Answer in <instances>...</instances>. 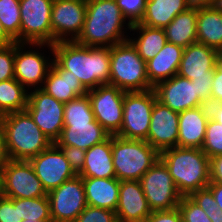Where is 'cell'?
Returning <instances> with one entry per match:
<instances>
[{"mask_svg":"<svg viewBox=\"0 0 222 222\" xmlns=\"http://www.w3.org/2000/svg\"><path fill=\"white\" fill-rule=\"evenodd\" d=\"M43 85L42 90L62 103L86 95L88 92L73 72L64 70L55 60Z\"/></svg>","mask_w":222,"mask_h":222,"instance_id":"7402d4cb","label":"cell"},{"mask_svg":"<svg viewBox=\"0 0 222 222\" xmlns=\"http://www.w3.org/2000/svg\"><path fill=\"white\" fill-rule=\"evenodd\" d=\"M9 160L5 146V132L2 116L0 115V167H3Z\"/></svg>","mask_w":222,"mask_h":222,"instance_id":"7dc6e473","label":"cell"},{"mask_svg":"<svg viewBox=\"0 0 222 222\" xmlns=\"http://www.w3.org/2000/svg\"><path fill=\"white\" fill-rule=\"evenodd\" d=\"M211 103H222V70L216 65L212 81Z\"/></svg>","mask_w":222,"mask_h":222,"instance_id":"f6af8a7d","label":"cell"},{"mask_svg":"<svg viewBox=\"0 0 222 222\" xmlns=\"http://www.w3.org/2000/svg\"><path fill=\"white\" fill-rule=\"evenodd\" d=\"M178 209L186 222H211L207 214L188 196H182Z\"/></svg>","mask_w":222,"mask_h":222,"instance_id":"8d00e7d4","label":"cell"},{"mask_svg":"<svg viewBox=\"0 0 222 222\" xmlns=\"http://www.w3.org/2000/svg\"><path fill=\"white\" fill-rule=\"evenodd\" d=\"M109 84L124 92H143L153 89L147 77L146 62L129 40L110 47Z\"/></svg>","mask_w":222,"mask_h":222,"instance_id":"5b68a950","label":"cell"},{"mask_svg":"<svg viewBox=\"0 0 222 222\" xmlns=\"http://www.w3.org/2000/svg\"><path fill=\"white\" fill-rule=\"evenodd\" d=\"M140 181H120L119 201L115 210L118 222H146L151 215Z\"/></svg>","mask_w":222,"mask_h":222,"instance_id":"d6986e66","label":"cell"},{"mask_svg":"<svg viewBox=\"0 0 222 222\" xmlns=\"http://www.w3.org/2000/svg\"><path fill=\"white\" fill-rule=\"evenodd\" d=\"M140 182L152 212L178 208L182 195L160 158L144 173Z\"/></svg>","mask_w":222,"mask_h":222,"instance_id":"ba28073f","label":"cell"},{"mask_svg":"<svg viewBox=\"0 0 222 222\" xmlns=\"http://www.w3.org/2000/svg\"><path fill=\"white\" fill-rule=\"evenodd\" d=\"M197 42L222 50V10L217 6L197 8Z\"/></svg>","mask_w":222,"mask_h":222,"instance_id":"4316f807","label":"cell"},{"mask_svg":"<svg viewBox=\"0 0 222 222\" xmlns=\"http://www.w3.org/2000/svg\"><path fill=\"white\" fill-rule=\"evenodd\" d=\"M131 31L139 32L138 38L128 40L133 44L139 56L145 61H149L166 44V34L163 28H152L139 23L131 25Z\"/></svg>","mask_w":222,"mask_h":222,"instance_id":"f546056e","label":"cell"},{"mask_svg":"<svg viewBox=\"0 0 222 222\" xmlns=\"http://www.w3.org/2000/svg\"><path fill=\"white\" fill-rule=\"evenodd\" d=\"M78 175L82 178L116 177L112 159V135L86 151L85 163Z\"/></svg>","mask_w":222,"mask_h":222,"instance_id":"d4e9b609","label":"cell"},{"mask_svg":"<svg viewBox=\"0 0 222 222\" xmlns=\"http://www.w3.org/2000/svg\"><path fill=\"white\" fill-rule=\"evenodd\" d=\"M211 182L222 183V154L210 159Z\"/></svg>","mask_w":222,"mask_h":222,"instance_id":"bcb514c9","label":"cell"},{"mask_svg":"<svg viewBox=\"0 0 222 222\" xmlns=\"http://www.w3.org/2000/svg\"><path fill=\"white\" fill-rule=\"evenodd\" d=\"M189 8L188 0H147L144 16L139 24L164 29L177 14Z\"/></svg>","mask_w":222,"mask_h":222,"instance_id":"83f0119b","label":"cell"},{"mask_svg":"<svg viewBox=\"0 0 222 222\" xmlns=\"http://www.w3.org/2000/svg\"><path fill=\"white\" fill-rule=\"evenodd\" d=\"M25 110L52 143L59 139L64 127V103L41 88H35L33 92H28Z\"/></svg>","mask_w":222,"mask_h":222,"instance_id":"9c48e42d","label":"cell"},{"mask_svg":"<svg viewBox=\"0 0 222 222\" xmlns=\"http://www.w3.org/2000/svg\"><path fill=\"white\" fill-rule=\"evenodd\" d=\"M0 222H22L19 221L18 207H14V198H0Z\"/></svg>","mask_w":222,"mask_h":222,"instance_id":"b9f144b4","label":"cell"},{"mask_svg":"<svg viewBox=\"0 0 222 222\" xmlns=\"http://www.w3.org/2000/svg\"><path fill=\"white\" fill-rule=\"evenodd\" d=\"M156 100L153 89L143 92H125L122 127L116 136L124 139L146 140Z\"/></svg>","mask_w":222,"mask_h":222,"instance_id":"52a82bcc","label":"cell"},{"mask_svg":"<svg viewBox=\"0 0 222 222\" xmlns=\"http://www.w3.org/2000/svg\"><path fill=\"white\" fill-rule=\"evenodd\" d=\"M15 43V41L6 33L2 24L0 23V47H4Z\"/></svg>","mask_w":222,"mask_h":222,"instance_id":"816d5d0a","label":"cell"},{"mask_svg":"<svg viewBox=\"0 0 222 222\" xmlns=\"http://www.w3.org/2000/svg\"><path fill=\"white\" fill-rule=\"evenodd\" d=\"M74 222H118L115 211L86 206Z\"/></svg>","mask_w":222,"mask_h":222,"instance_id":"74e56055","label":"cell"},{"mask_svg":"<svg viewBox=\"0 0 222 222\" xmlns=\"http://www.w3.org/2000/svg\"><path fill=\"white\" fill-rule=\"evenodd\" d=\"M0 23L6 33L20 43V0H0Z\"/></svg>","mask_w":222,"mask_h":222,"instance_id":"d6a6232c","label":"cell"},{"mask_svg":"<svg viewBox=\"0 0 222 222\" xmlns=\"http://www.w3.org/2000/svg\"><path fill=\"white\" fill-rule=\"evenodd\" d=\"M29 162L47 193L76 175L62 150L55 143L31 158Z\"/></svg>","mask_w":222,"mask_h":222,"instance_id":"2e32d148","label":"cell"},{"mask_svg":"<svg viewBox=\"0 0 222 222\" xmlns=\"http://www.w3.org/2000/svg\"><path fill=\"white\" fill-rule=\"evenodd\" d=\"M64 123L93 122L95 120L88 94L64 103Z\"/></svg>","mask_w":222,"mask_h":222,"instance_id":"836d02e7","label":"cell"},{"mask_svg":"<svg viewBox=\"0 0 222 222\" xmlns=\"http://www.w3.org/2000/svg\"><path fill=\"white\" fill-rule=\"evenodd\" d=\"M2 120L9 159L29 161L52 144L26 110L4 114Z\"/></svg>","mask_w":222,"mask_h":222,"instance_id":"277c9868","label":"cell"},{"mask_svg":"<svg viewBox=\"0 0 222 222\" xmlns=\"http://www.w3.org/2000/svg\"><path fill=\"white\" fill-rule=\"evenodd\" d=\"M179 113L155 101L147 141L159 153L177 146Z\"/></svg>","mask_w":222,"mask_h":222,"instance_id":"ac0fdd59","label":"cell"},{"mask_svg":"<svg viewBox=\"0 0 222 222\" xmlns=\"http://www.w3.org/2000/svg\"><path fill=\"white\" fill-rule=\"evenodd\" d=\"M85 14L84 0H53L52 45L59 41H75L82 32Z\"/></svg>","mask_w":222,"mask_h":222,"instance_id":"9a60e30c","label":"cell"},{"mask_svg":"<svg viewBox=\"0 0 222 222\" xmlns=\"http://www.w3.org/2000/svg\"><path fill=\"white\" fill-rule=\"evenodd\" d=\"M153 91L157 101L178 113L205 105L198 97L195 84L178 74L155 85Z\"/></svg>","mask_w":222,"mask_h":222,"instance_id":"e0dca14e","label":"cell"},{"mask_svg":"<svg viewBox=\"0 0 222 222\" xmlns=\"http://www.w3.org/2000/svg\"><path fill=\"white\" fill-rule=\"evenodd\" d=\"M47 47L53 59L64 70L73 72L87 91L109 84L110 48L82 46L75 41H59Z\"/></svg>","mask_w":222,"mask_h":222,"instance_id":"6da1fadb","label":"cell"},{"mask_svg":"<svg viewBox=\"0 0 222 222\" xmlns=\"http://www.w3.org/2000/svg\"><path fill=\"white\" fill-rule=\"evenodd\" d=\"M208 106L210 118L222 125V103H210Z\"/></svg>","mask_w":222,"mask_h":222,"instance_id":"681fc988","label":"cell"},{"mask_svg":"<svg viewBox=\"0 0 222 222\" xmlns=\"http://www.w3.org/2000/svg\"><path fill=\"white\" fill-rule=\"evenodd\" d=\"M3 171L5 197L29 199L47 196L29 161L9 159Z\"/></svg>","mask_w":222,"mask_h":222,"instance_id":"5bb4252c","label":"cell"},{"mask_svg":"<svg viewBox=\"0 0 222 222\" xmlns=\"http://www.w3.org/2000/svg\"><path fill=\"white\" fill-rule=\"evenodd\" d=\"M207 187L211 190L219 209L222 210V183L210 182Z\"/></svg>","mask_w":222,"mask_h":222,"instance_id":"c3c4849f","label":"cell"},{"mask_svg":"<svg viewBox=\"0 0 222 222\" xmlns=\"http://www.w3.org/2000/svg\"><path fill=\"white\" fill-rule=\"evenodd\" d=\"M115 0H87L86 14L77 44L88 47L110 48L128 40L124 29L131 30ZM124 24H127L124 28Z\"/></svg>","mask_w":222,"mask_h":222,"instance_id":"7a4b0ae2","label":"cell"},{"mask_svg":"<svg viewBox=\"0 0 222 222\" xmlns=\"http://www.w3.org/2000/svg\"><path fill=\"white\" fill-rule=\"evenodd\" d=\"M95 120L110 134L116 135L123 121L125 92L110 84L99 85L87 92Z\"/></svg>","mask_w":222,"mask_h":222,"instance_id":"7c38bea8","label":"cell"},{"mask_svg":"<svg viewBox=\"0 0 222 222\" xmlns=\"http://www.w3.org/2000/svg\"><path fill=\"white\" fill-rule=\"evenodd\" d=\"M167 42L188 47L197 42V8L190 7L179 13L164 28Z\"/></svg>","mask_w":222,"mask_h":222,"instance_id":"f1b7e54d","label":"cell"},{"mask_svg":"<svg viewBox=\"0 0 222 222\" xmlns=\"http://www.w3.org/2000/svg\"><path fill=\"white\" fill-rule=\"evenodd\" d=\"M188 197L207 214L209 219L211 215L219 210L214 196L208 187L199 189L191 193Z\"/></svg>","mask_w":222,"mask_h":222,"instance_id":"f35d334b","label":"cell"},{"mask_svg":"<svg viewBox=\"0 0 222 222\" xmlns=\"http://www.w3.org/2000/svg\"><path fill=\"white\" fill-rule=\"evenodd\" d=\"M15 78L14 43L0 47V82Z\"/></svg>","mask_w":222,"mask_h":222,"instance_id":"ab89813d","label":"cell"},{"mask_svg":"<svg viewBox=\"0 0 222 222\" xmlns=\"http://www.w3.org/2000/svg\"><path fill=\"white\" fill-rule=\"evenodd\" d=\"M220 10H222V0H218L216 5Z\"/></svg>","mask_w":222,"mask_h":222,"instance_id":"9f6ffc18","label":"cell"},{"mask_svg":"<svg viewBox=\"0 0 222 222\" xmlns=\"http://www.w3.org/2000/svg\"><path fill=\"white\" fill-rule=\"evenodd\" d=\"M217 53L202 43H193L184 48L177 74L192 79L214 78Z\"/></svg>","mask_w":222,"mask_h":222,"instance_id":"ffe728a7","label":"cell"},{"mask_svg":"<svg viewBox=\"0 0 222 222\" xmlns=\"http://www.w3.org/2000/svg\"><path fill=\"white\" fill-rule=\"evenodd\" d=\"M184 48L166 42L154 58L146 62V73L152 87L177 74Z\"/></svg>","mask_w":222,"mask_h":222,"instance_id":"cb8c5ba5","label":"cell"},{"mask_svg":"<svg viewBox=\"0 0 222 222\" xmlns=\"http://www.w3.org/2000/svg\"><path fill=\"white\" fill-rule=\"evenodd\" d=\"M218 0H188L189 6L193 8L212 7L217 5Z\"/></svg>","mask_w":222,"mask_h":222,"instance_id":"f907efd6","label":"cell"},{"mask_svg":"<svg viewBox=\"0 0 222 222\" xmlns=\"http://www.w3.org/2000/svg\"><path fill=\"white\" fill-rule=\"evenodd\" d=\"M209 118L207 105L179 112L177 146L201 149Z\"/></svg>","mask_w":222,"mask_h":222,"instance_id":"44dd1931","label":"cell"},{"mask_svg":"<svg viewBox=\"0 0 222 222\" xmlns=\"http://www.w3.org/2000/svg\"><path fill=\"white\" fill-rule=\"evenodd\" d=\"M4 197V171L3 167H0V198Z\"/></svg>","mask_w":222,"mask_h":222,"instance_id":"db71d44e","label":"cell"},{"mask_svg":"<svg viewBox=\"0 0 222 222\" xmlns=\"http://www.w3.org/2000/svg\"><path fill=\"white\" fill-rule=\"evenodd\" d=\"M88 206L115 211L119 201L120 180L115 178H83Z\"/></svg>","mask_w":222,"mask_h":222,"instance_id":"484cf974","label":"cell"},{"mask_svg":"<svg viewBox=\"0 0 222 222\" xmlns=\"http://www.w3.org/2000/svg\"><path fill=\"white\" fill-rule=\"evenodd\" d=\"M110 134L96 121L64 123L57 146H74L87 151L93 145L106 140Z\"/></svg>","mask_w":222,"mask_h":222,"instance_id":"603a6c76","label":"cell"},{"mask_svg":"<svg viewBox=\"0 0 222 222\" xmlns=\"http://www.w3.org/2000/svg\"><path fill=\"white\" fill-rule=\"evenodd\" d=\"M202 151L209 159L222 154V125L209 118L206 125Z\"/></svg>","mask_w":222,"mask_h":222,"instance_id":"e575fe53","label":"cell"},{"mask_svg":"<svg viewBox=\"0 0 222 222\" xmlns=\"http://www.w3.org/2000/svg\"><path fill=\"white\" fill-rule=\"evenodd\" d=\"M52 222H74L87 206L83 178L75 175L47 193Z\"/></svg>","mask_w":222,"mask_h":222,"instance_id":"8fae6325","label":"cell"},{"mask_svg":"<svg viewBox=\"0 0 222 222\" xmlns=\"http://www.w3.org/2000/svg\"><path fill=\"white\" fill-rule=\"evenodd\" d=\"M216 65L222 70V50L218 51V53H217V64Z\"/></svg>","mask_w":222,"mask_h":222,"instance_id":"11a10c76","label":"cell"},{"mask_svg":"<svg viewBox=\"0 0 222 222\" xmlns=\"http://www.w3.org/2000/svg\"><path fill=\"white\" fill-rule=\"evenodd\" d=\"M211 222H222V210H217L213 215L210 216Z\"/></svg>","mask_w":222,"mask_h":222,"instance_id":"f5cc1de1","label":"cell"},{"mask_svg":"<svg viewBox=\"0 0 222 222\" xmlns=\"http://www.w3.org/2000/svg\"><path fill=\"white\" fill-rule=\"evenodd\" d=\"M28 90L15 78L0 82V115L23 111L27 106Z\"/></svg>","mask_w":222,"mask_h":222,"instance_id":"4dcf8cb0","label":"cell"},{"mask_svg":"<svg viewBox=\"0 0 222 222\" xmlns=\"http://www.w3.org/2000/svg\"><path fill=\"white\" fill-rule=\"evenodd\" d=\"M146 222H182V216L178 208L153 211Z\"/></svg>","mask_w":222,"mask_h":222,"instance_id":"7bdbcfd3","label":"cell"},{"mask_svg":"<svg viewBox=\"0 0 222 222\" xmlns=\"http://www.w3.org/2000/svg\"><path fill=\"white\" fill-rule=\"evenodd\" d=\"M128 24L139 23L146 9L147 0H115Z\"/></svg>","mask_w":222,"mask_h":222,"instance_id":"d590c367","label":"cell"},{"mask_svg":"<svg viewBox=\"0 0 222 222\" xmlns=\"http://www.w3.org/2000/svg\"><path fill=\"white\" fill-rule=\"evenodd\" d=\"M195 87L197 88V93L199 99L205 104L209 105L211 103V95H212V81L213 78H201V79H192L191 80Z\"/></svg>","mask_w":222,"mask_h":222,"instance_id":"ee69618b","label":"cell"},{"mask_svg":"<svg viewBox=\"0 0 222 222\" xmlns=\"http://www.w3.org/2000/svg\"><path fill=\"white\" fill-rule=\"evenodd\" d=\"M14 207H18L19 221H52L47 196L14 199Z\"/></svg>","mask_w":222,"mask_h":222,"instance_id":"1f68e13d","label":"cell"},{"mask_svg":"<svg viewBox=\"0 0 222 222\" xmlns=\"http://www.w3.org/2000/svg\"><path fill=\"white\" fill-rule=\"evenodd\" d=\"M160 158V153L145 140L124 139L112 135V159L116 178L140 181Z\"/></svg>","mask_w":222,"mask_h":222,"instance_id":"8992f818","label":"cell"},{"mask_svg":"<svg viewBox=\"0 0 222 222\" xmlns=\"http://www.w3.org/2000/svg\"><path fill=\"white\" fill-rule=\"evenodd\" d=\"M53 0H20V43L52 44Z\"/></svg>","mask_w":222,"mask_h":222,"instance_id":"30bf717a","label":"cell"},{"mask_svg":"<svg viewBox=\"0 0 222 222\" xmlns=\"http://www.w3.org/2000/svg\"><path fill=\"white\" fill-rule=\"evenodd\" d=\"M182 196H189L211 182L210 159L200 148H169L160 153Z\"/></svg>","mask_w":222,"mask_h":222,"instance_id":"3957f363","label":"cell"},{"mask_svg":"<svg viewBox=\"0 0 222 222\" xmlns=\"http://www.w3.org/2000/svg\"><path fill=\"white\" fill-rule=\"evenodd\" d=\"M58 147L62 150L65 158L69 161L71 169L76 175H78L84 166L86 151L74 146Z\"/></svg>","mask_w":222,"mask_h":222,"instance_id":"60d3db41","label":"cell"},{"mask_svg":"<svg viewBox=\"0 0 222 222\" xmlns=\"http://www.w3.org/2000/svg\"><path fill=\"white\" fill-rule=\"evenodd\" d=\"M37 46L41 48L47 43H14V75L15 79L20 82V84L26 88H30L36 85L37 88H42L44 81L48 75L49 70L52 67L54 59H47V57L39 53L37 49L26 50L25 46ZM42 46V47H41ZM24 49V51H23ZM42 83V84H40ZM41 85V86H40Z\"/></svg>","mask_w":222,"mask_h":222,"instance_id":"4fadbf2b","label":"cell"},{"mask_svg":"<svg viewBox=\"0 0 222 222\" xmlns=\"http://www.w3.org/2000/svg\"><path fill=\"white\" fill-rule=\"evenodd\" d=\"M22 222H52V221H27V220H23Z\"/></svg>","mask_w":222,"mask_h":222,"instance_id":"6f0895ef","label":"cell"}]
</instances>
